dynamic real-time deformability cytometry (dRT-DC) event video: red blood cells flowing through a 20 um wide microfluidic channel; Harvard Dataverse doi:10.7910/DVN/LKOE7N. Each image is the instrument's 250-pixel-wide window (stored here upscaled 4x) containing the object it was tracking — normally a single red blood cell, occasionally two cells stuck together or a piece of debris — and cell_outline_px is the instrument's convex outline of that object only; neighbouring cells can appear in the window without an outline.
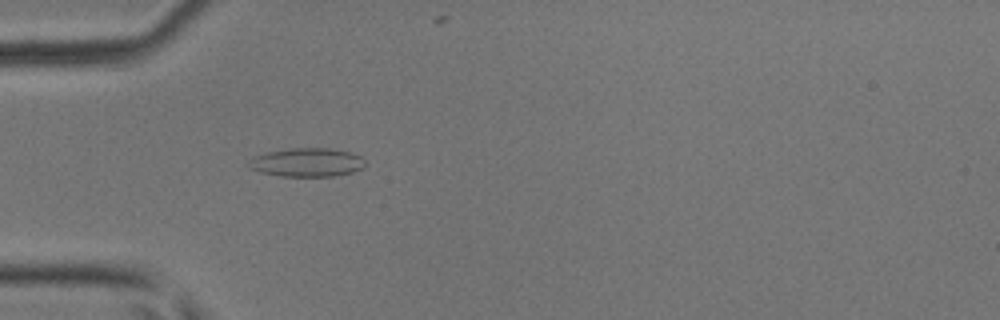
{"species": "common noctule bat (a hibernating species)", "species_latin": "Nyctalus noctula", "temperature_condition": "room temperature", "stored_images_in_passage": 2, "camera_frame_rate_fps": 3000, "um_per_image_px": 0.085, "animal": {"sex": "male", "body_mass_g": 17.9, "forearm_length_mm": 54.2}, "frame": {"image": 1, "passage_image": 2, "time_ms": 1.0, "image_size_px": [1000, 320], "cell_outline_px": [[364, 168], [352, 172], [332, 176], [280, 176], [260, 172], [248, 168], [248, 164], [252, 156], [268, 152], [288, 148], [328, 148], [348, 152], [360, 156], [364, 160]], "centroid_in_image_um": [26.05, 13.8], "position_along_channel_um": 58.9, "area_um2": 19.42}}